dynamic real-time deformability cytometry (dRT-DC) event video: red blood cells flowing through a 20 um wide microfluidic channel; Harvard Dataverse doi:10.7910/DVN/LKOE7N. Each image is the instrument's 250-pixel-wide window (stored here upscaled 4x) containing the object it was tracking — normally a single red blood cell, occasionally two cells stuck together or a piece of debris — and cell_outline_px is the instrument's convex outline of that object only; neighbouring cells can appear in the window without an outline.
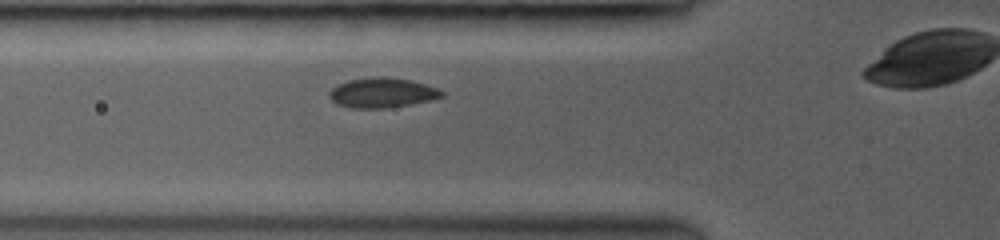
{"species": "common noctule bat (a hibernating species)", "species_latin": "Nyctalus noctula", "temperature_condition": "room temperature", "stored_images_in_passage": 30, "camera_frame_rate_fps": 3000, "um_per_image_px": 0.085, "animal": {"sex": "female", "body_mass_g": 19.0, "forearm_length_mm": 53.3}, "frame": {"image": 1, "passage_image": 2, "time_ms": 0.333, "image_size_px": [1000, 240], "cell_outline_px": [[444, 96], [432, 100], [384, 108], [352, 108], [336, 104], [328, 96], [328, 92], [332, 88], [348, 80], [372, 76], [384, 76], [408, 80], [424, 84], [436, 88], [444, 92]], "centroid_in_image_um": [32.45, 7.88], "position_along_channel_um": 93.4, "area_um2": 19.48}}
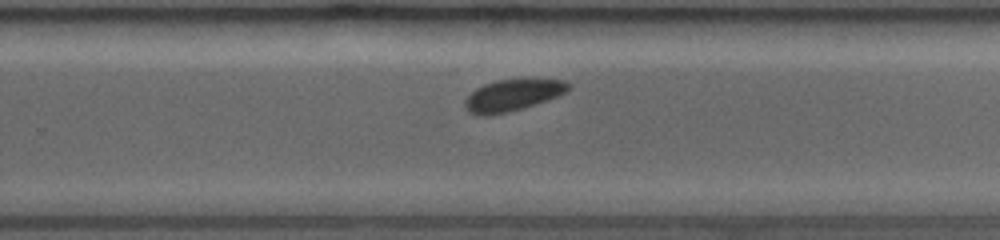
{"frame": {"image": 2, "passage_image": 20, "time_ms": 5.0, "image_size_px": [1000, 240], "cell_outline_px": [[572, 88], [568, 92], [560, 96], [508, 112], [484, 116], [480, 116], [468, 112], [464, 104], [464, 100], [476, 88], [484, 84], [496, 80], [564, 80], [572, 84]], "centroid_in_image_um": [43.59, 8.1], "position_along_channel_um": 286.2, "area_um2": 18.96}}
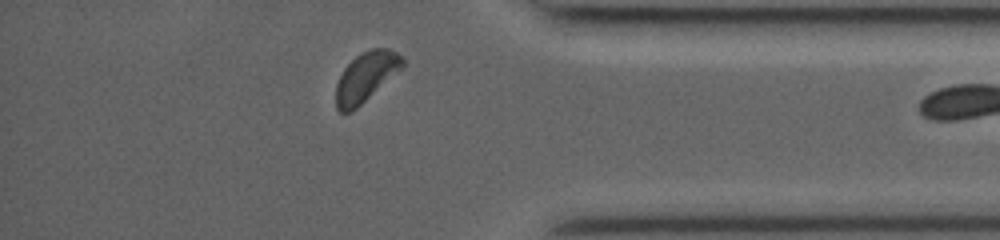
{"frame": {"image": 3, "passage_image": 29, "time_ms": 8.0, "image_size_px": [1000, 240], "cell_outline_px": [[404, 68], [352, 112], [340, 112], [336, 108], [336, 84], [344, 68], [360, 52], [372, 48], [388, 48], [404, 56]], "centroid_in_image_um": [31.14, 6.53], "position_along_channel_um": 404.1, "area_um2": 19.48}}